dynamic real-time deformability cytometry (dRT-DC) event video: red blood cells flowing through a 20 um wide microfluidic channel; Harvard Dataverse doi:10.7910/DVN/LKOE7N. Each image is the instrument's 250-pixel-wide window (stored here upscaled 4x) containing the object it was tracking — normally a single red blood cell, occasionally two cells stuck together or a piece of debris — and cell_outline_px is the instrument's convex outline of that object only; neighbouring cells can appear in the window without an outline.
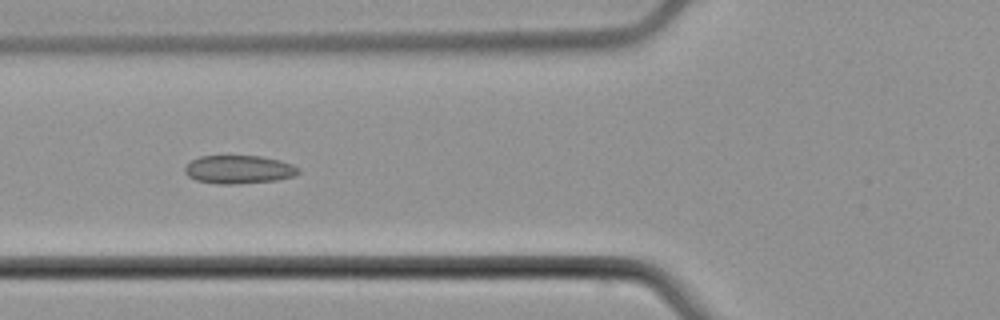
{"species": "common noctule bat (a hibernating species)", "species_latin": "Nyctalus noctula", "temperature_condition": "cold", "stored_images_in_passage": 8, "camera_frame_rate_fps": 3000, "um_per_image_px": 0.085, "animal": {"sex": "male", "body_mass_g": 21.5, "forearm_length_mm": 52.0}, "frame": {"image": 1, "passage_image": 6, "time_ms": 7.0, "image_size_px": [1000, 320], "cell_outline_px": [[300, 172], [292, 176], [276, 180], [240, 184], [216, 184], [196, 180], [188, 176], [184, 172], [184, 168], [192, 160], [200, 156], [260, 156], [280, 160], [292, 164], [300, 168]], "centroid_in_image_um": [20.3, 14.41], "position_along_channel_um": 105.5, "area_um2": 18.79}}
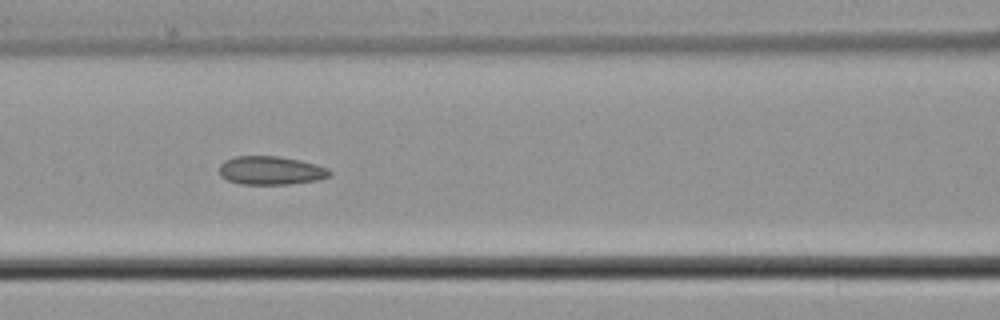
{"frame": {"image": 2, "passage_image": 7, "time_ms": 8.0, "image_size_px": [1000, 320], "cell_outline_px": [[332, 176], [320, 180], [288, 184], [240, 184], [228, 180], [220, 176], [220, 164], [224, 160], [236, 156], [276, 156], [300, 160], [316, 164], [328, 168], [332, 172]], "centroid_in_image_um": [23.05, 14.49], "position_along_channel_um": 143.5, "area_um2": 18.5}}
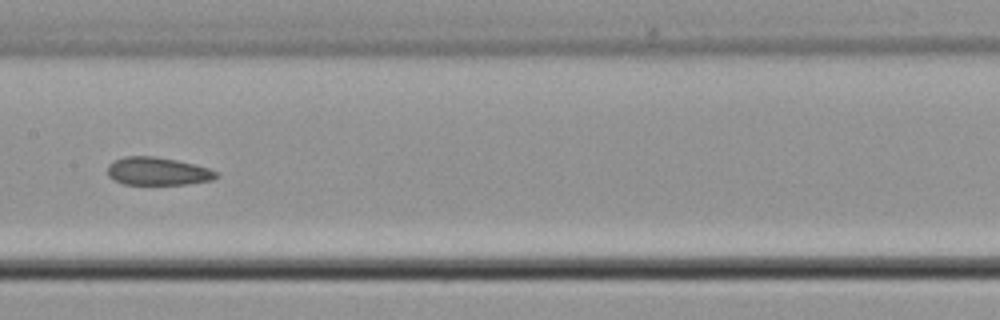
{"frame": {"image": 3, "passage_image": 8, "time_ms": 9.333, "image_size_px": [1000, 320], "cell_outline_px": [[220, 176], [212, 180], [188, 184], [124, 184], [112, 180], [108, 176], [108, 164], [124, 156], [156, 156], [176, 160], [208, 168], [220, 172]], "centroid_in_image_um": [13.41, 14.56], "position_along_channel_um": 194.0, "area_um2": 17.8}}